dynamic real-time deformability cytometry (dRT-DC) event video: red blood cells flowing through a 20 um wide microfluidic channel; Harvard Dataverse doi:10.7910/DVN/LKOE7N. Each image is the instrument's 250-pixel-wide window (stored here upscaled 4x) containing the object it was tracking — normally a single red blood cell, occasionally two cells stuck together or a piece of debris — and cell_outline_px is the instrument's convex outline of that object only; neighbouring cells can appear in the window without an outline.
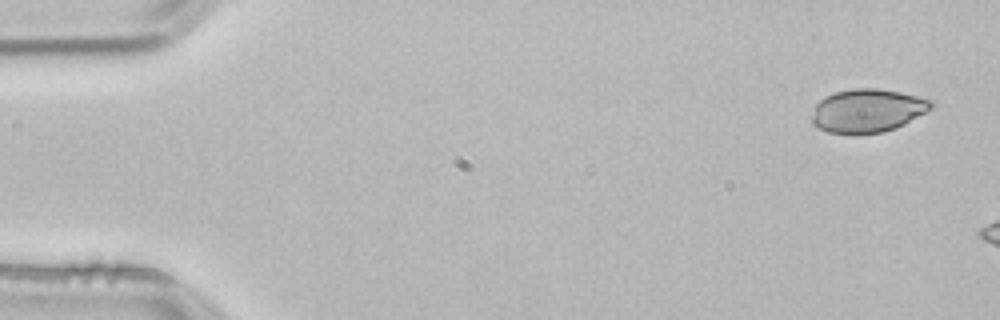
{"species": "common noctule bat (a hibernating species)", "species_latin": "Nyctalus noctula", "temperature_condition": "room temperature", "stored_images_in_passage": 2, "camera_frame_rate_fps": 3000, "um_per_image_px": 0.085, "animal": {"sex": "male", "body_mass_g": 21.5, "forearm_length_mm": 52.0}, "frame": {"image": 1, "passage_image": 1, "time_ms": 0.0, "image_size_px": [1000, 320], "cell_outline_px": [[936, 104], [932, 108], [904, 124], [896, 128], [884, 132], [828, 132], [812, 124], [812, 116], [816, 104], [824, 96], [836, 92], [852, 88], [880, 88], [900, 92], [936, 100]], "centroid_in_image_um": [73.79, 9.37], "position_along_channel_um": 11.2, "area_um2": 30.0}}